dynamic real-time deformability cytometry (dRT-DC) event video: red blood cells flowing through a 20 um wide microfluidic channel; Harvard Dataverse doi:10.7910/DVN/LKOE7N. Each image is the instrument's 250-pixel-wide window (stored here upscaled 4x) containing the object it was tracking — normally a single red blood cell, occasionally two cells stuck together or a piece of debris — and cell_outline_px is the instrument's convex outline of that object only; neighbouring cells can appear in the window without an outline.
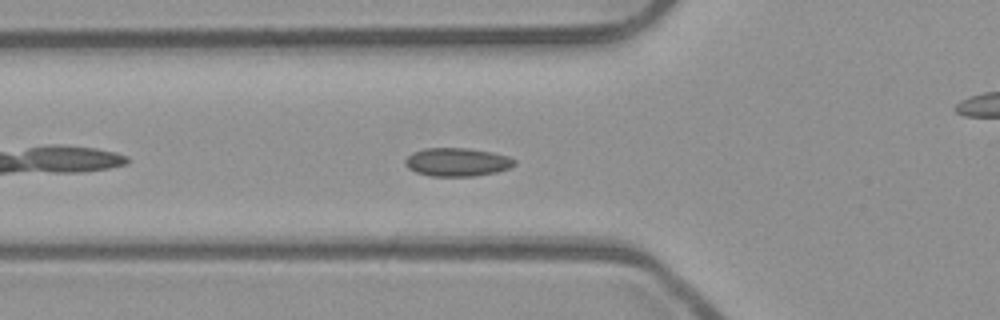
{"species": "common noctule bat (a hibernating species)", "species_latin": "Nyctalus noctula", "temperature_condition": "room temperature", "stored_images_in_passage": 41, "camera_frame_rate_fps": 3000, "um_per_image_px": 0.085, "animal": {"sex": "male", "body_mass_g": 23.1, "forearm_length_mm": 52.7}, "frame": {"image": 1, "passage_image": 6, "time_ms": 1.667, "image_size_px": [1000, 320], "cell_outline_px": [[516, 164], [508, 168], [496, 172], [476, 176], [428, 176], [416, 172], [408, 168], [404, 164], [404, 160], [412, 152], [424, 148], [468, 148], [492, 152], [508, 156], [516, 160]], "centroid_in_image_um": [38.84, 13.77], "position_along_channel_um": 87.0, "area_um2": 18.21}}
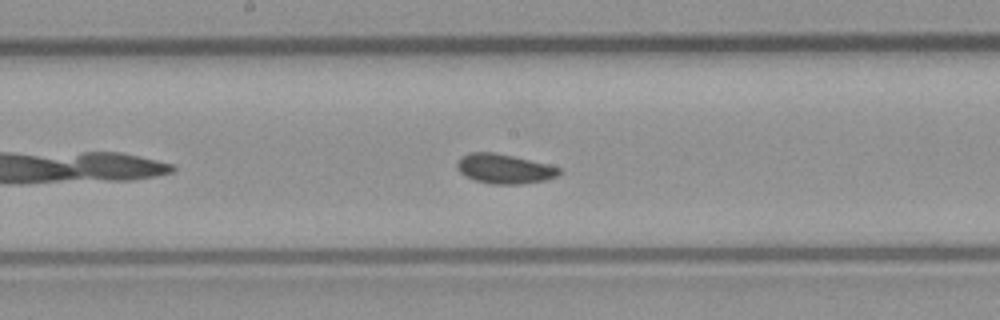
{"frame": {"image": 2, "passage_image": 15, "time_ms": 4.667, "image_size_px": [1000, 320], "cell_outline_px": [[560, 172], [556, 176], [544, 180], [520, 184], [492, 184], [476, 180], [464, 176], [460, 172], [456, 164], [460, 156], [468, 152], [492, 152], [512, 156], [548, 164], [560, 168]], "centroid_in_image_um": [42.82, 14.34], "position_along_channel_um": 205.4, "area_um2": 17.46}}
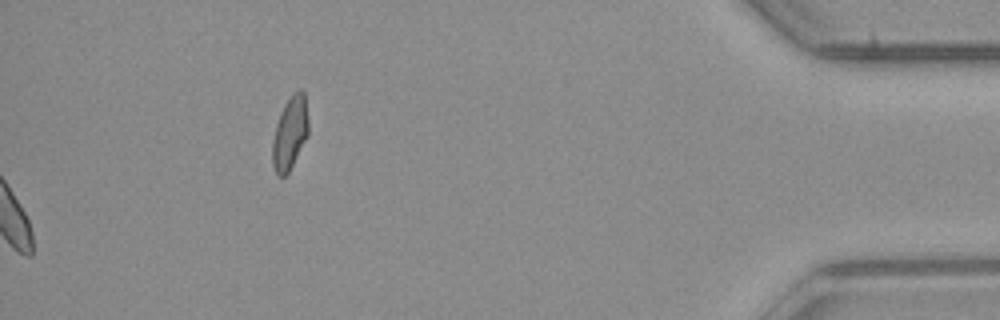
{"frame": {"image": 3, "passage_image": 41, "time_ms": 13.333, "image_size_px": [1000, 320], "cell_outline_px": [[308, 136], [288, 172], [284, 176], [276, 176], [272, 164], [272, 144], [276, 124], [280, 112], [284, 104], [292, 92], [300, 88], [304, 92], [308, 120]], "centroid_in_image_um": [24.64, 11.29], "position_along_channel_um": 410.6, "area_um2": 15.43}, "authors_computed_cell_mechanics": {"area_um2": 17.1088, "velocity_mm_per_s": 3.916, "shape_relaxation_time_tau1_ms": null, "shape_relaxation_time_tau2_ms": 2.5628, "deformation_change_tau1": null, "deformation_change_tau2": 0.0752}}